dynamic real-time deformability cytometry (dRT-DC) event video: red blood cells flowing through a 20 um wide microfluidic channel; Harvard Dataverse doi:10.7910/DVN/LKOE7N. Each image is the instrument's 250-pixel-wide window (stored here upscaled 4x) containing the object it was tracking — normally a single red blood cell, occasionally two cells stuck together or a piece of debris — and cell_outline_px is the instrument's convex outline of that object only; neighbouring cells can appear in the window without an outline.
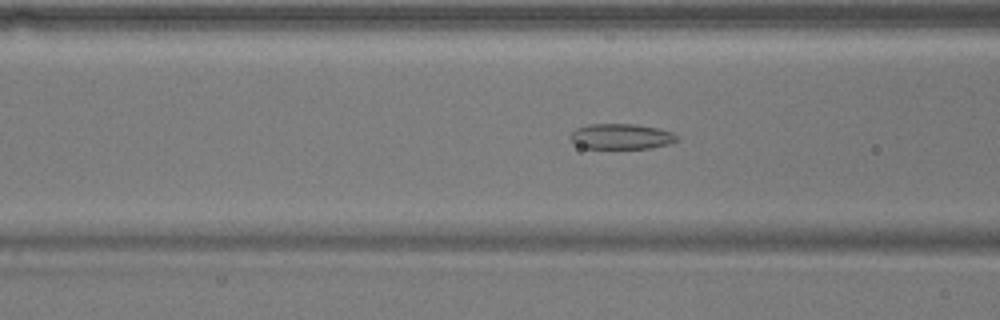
{"species": "common noctule bat (a hibernating species)", "species_latin": "Nyctalus noctula", "temperature_condition": "warm", "stored_images_in_passage": 42, "camera_frame_rate_fps": 3000, "um_per_image_px": 0.085, "animal": {"sex": "male", "body_mass_g": 17.9}, "frame": {"image": 1, "passage_image": 9, "time_ms": 2.667, "image_size_px": [1000, 320], "cell_outline_px": [[676, 140], [668, 144], [652, 148], [584, 148], [576, 144], [568, 136], [576, 128], [588, 124], [636, 124], [660, 128], [672, 132], [676, 136]], "centroid_in_image_um": [52.78, 11.59], "position_along_channel_um": 113.8, "area_um2": 15.78}}
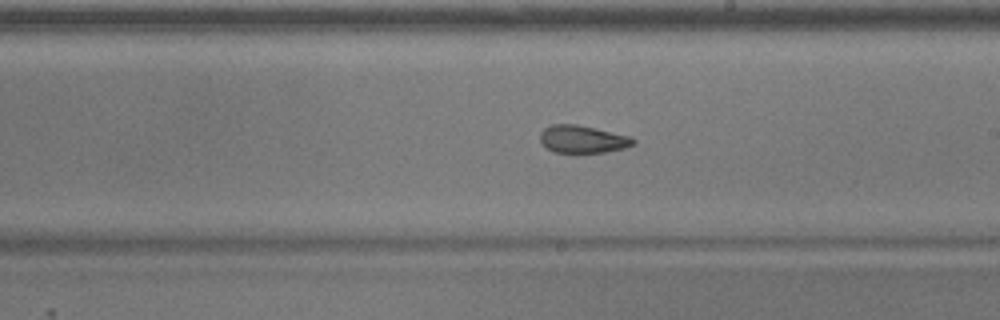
{"frame": {"image": 2, "passage_image": 19, "time_ms": 6.0, "image_size_px": [1000, 320], "cell_outline_px": [[636, 144], [624, 148], [604, 152], [576, 156], [572, 156], [552, 152], [540, 140], [540, 132], [544, 128], [552, 124], [576, 124], [632, 136], [636, 140]], "centroid_in_image_um": [49.53, 11.88], "position_along_channel_um": 239.5, "area_um2": 15.78}}
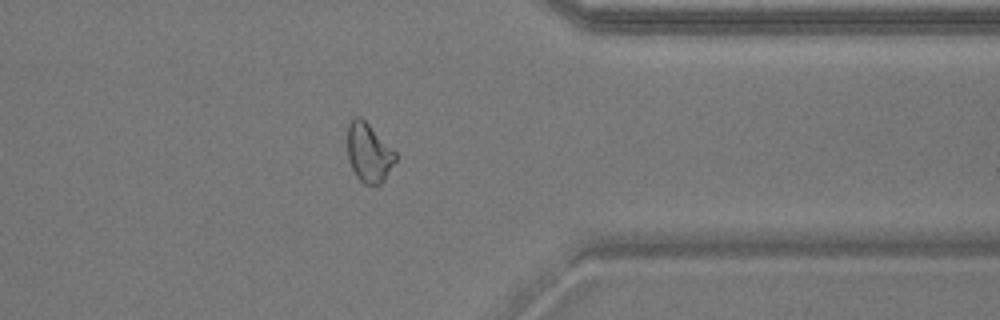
{"frame": {"image": 3, "passage_image": 31, "time_ms": 10.0, "image_size_px": [1000, 320], "cell_outline_px": [[396, 160], [384, 180], [380, 184], [364, 184], [356, 176], [348, 160], [348, 124], [352, 116], [360, 116], [396, 152]], "centroid_in_image_um": [31.33, 12.97], "position_along_channel_um": 380.1, "area_um2": 16.36}, "authors_computed_cell_mechanics": {"area_um2": 16.3285, "velocity_mm_per_s": 3.7607, "shape_relaxation_time_tau1_ms": 4.8489, "shape_relaxation_time_tau2_ms": 2.285, "deformation_change_tau1": 0.1289, "deformation_change_tau2": 0.1001}}